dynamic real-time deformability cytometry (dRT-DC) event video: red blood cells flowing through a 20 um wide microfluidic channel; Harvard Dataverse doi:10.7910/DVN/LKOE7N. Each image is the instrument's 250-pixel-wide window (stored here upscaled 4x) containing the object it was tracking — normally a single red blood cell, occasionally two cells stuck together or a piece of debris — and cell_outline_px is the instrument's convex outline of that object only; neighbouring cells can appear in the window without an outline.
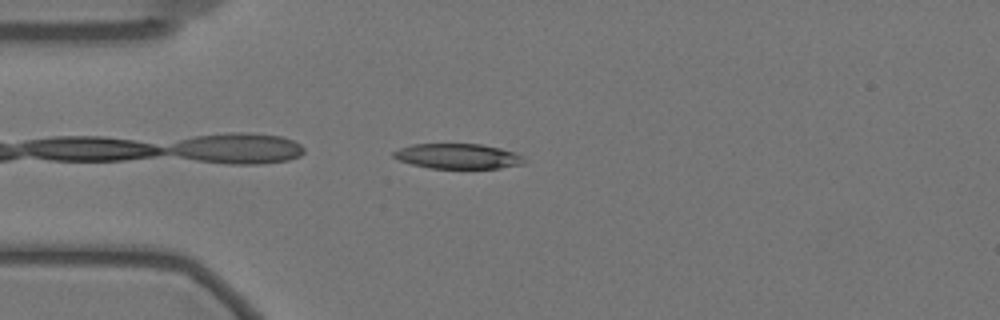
{"species": "Egyptian fruit bat (a non-hibernating species)", "species_latin": "Rousettus aegyptiacus", "temperature_condition": "warm", "stored_images_in_passage": 8, "camera_frame_rate_fps": 3000, "um_per_image_px": 0.085, "animal": {"sex": "female"}, "frame": {"image": 1, "passage_image": 2, "time_ms": 0.333, "image_size_px": [1000, 320], "cell_outline_px": [[524, 164], [500, 168], [428, 168], [412, 164], [400, 160], [392, 156], [392, 152], [400, 148], [412, 144], [480, 144], [500, 148], [516, 152], [524, 160]], "centroid_in_image_um": [38.91, 13.28], "position_along_channel_um": 46.1, "area_um2": 19.02}}
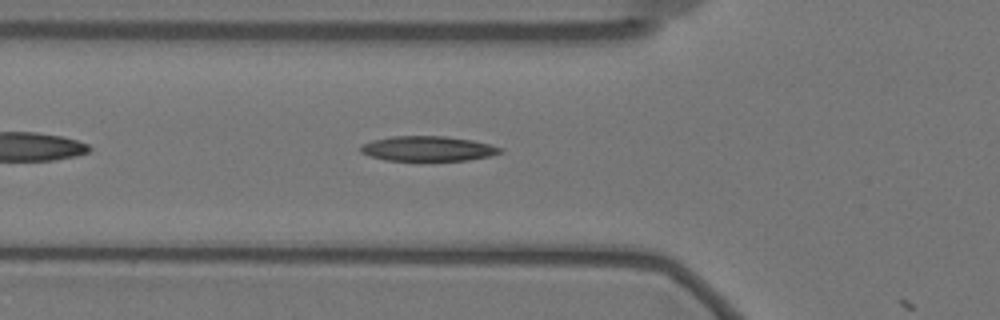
{"frame": {"image": 2, "passage_image": 7, "time_ms": 2.0, "image_size_px": [1000, 320], "cell_outline_px": [[504, 152], [492, 156], [468, 160], [420, 164], [384, 160], [368, 156], [360, 152], [360, 148], [364, 144], [372, 140], [392, 136], [444, 136], [472, 140], [504, 148]], "centroid_in_image_um": [36.37, 12.69], "position_along_channel_um": 89.4, "area_um2": 21.56}}